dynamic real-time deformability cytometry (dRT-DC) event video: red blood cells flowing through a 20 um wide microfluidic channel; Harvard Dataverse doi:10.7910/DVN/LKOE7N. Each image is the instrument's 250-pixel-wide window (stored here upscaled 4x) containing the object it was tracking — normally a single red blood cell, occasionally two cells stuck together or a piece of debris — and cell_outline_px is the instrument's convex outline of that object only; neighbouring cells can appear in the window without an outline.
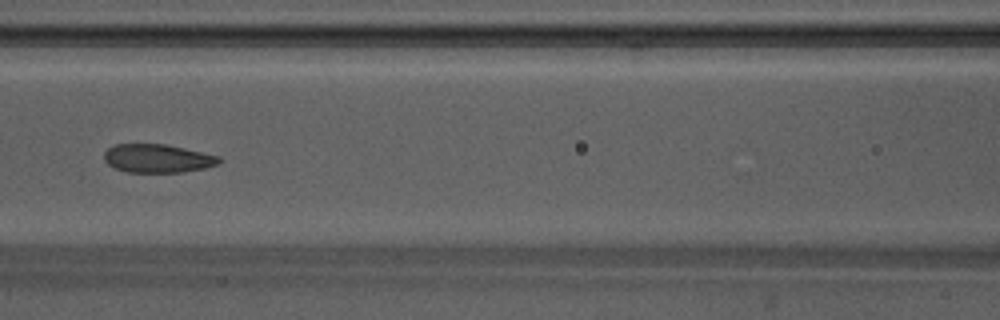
{"species": "Egyptian fruit bat (a non-hibernating species)", "species_latin": "Rousettus aegyptiacus", "temperature_condition": "warm", "stored_images_in_passage": 50, "camera_frame_rate_fps": 3000, "um_per_image_px": 0.085, "animal": {"sex": "male"}, "frame": {"image": 1, "passage_image": 19, "time_ms": 6.0, "image_size_px": [1000, 320], "cell_outline_px": [[220, 164], [204, 168], [180, 172], [128, 172], [116, 168], [108, 164], [104, 160], [104, 152], [108, 148], [116, 144], [164, 144], [184, 148], [220, 156]], "centroid_in_image_um": [13.39, 13.46], "position_along_channel_um": 153.2, "area_um2": 18.96}}
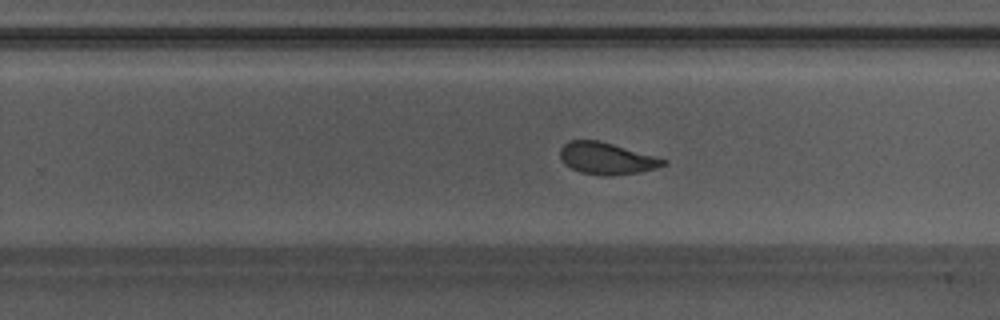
{"frame": {"image": 2, "passage_image": 29, "time_ms": 9.333, "image_size_px": [1000, 320], "cell_outline_px": [[668, 164], [656, 168], [640, 172], [608, 176], [604, 176], [580, 172], [564, 164], [560, 156], [560, 148], [568, 140], [600, 140], [668, 160]], "centroid_in_image_um": [51.56, 13.46], "position_along_channel_um": 278.2, "area_um2": 19.19}}
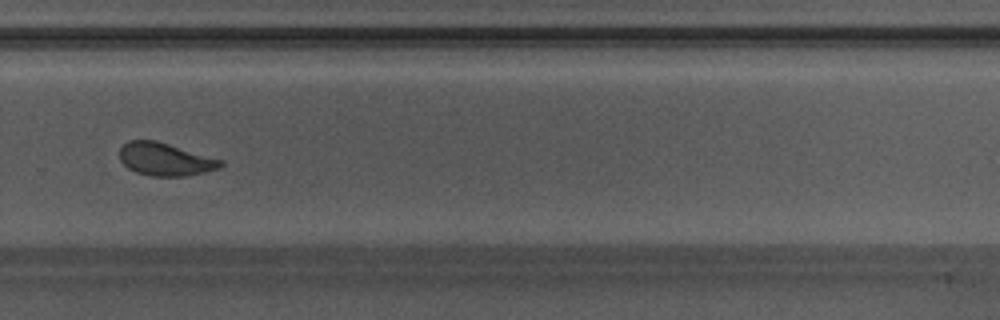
{"frame": {"image": 3, "passage_image": 32, "time_ms": 10.333, "image_size_px": [1000, 320], "cell_outline_px": [[224, 164], [220, 168], [204, 172], [184, 176], [152, 176], [136, 172], [128, 168], [120, 160], [120, 148], [128, 140], [156, 140], [224, 160]], "centroid_in_image_um": [14.06, 13.53], "position_along_channel_um": 315.7, "area_um2": 19.36}, "authors_computed_cell_mechanics": {"area_um2": 19.7676, "velocity_mm_per_s": 3.7594, "shape_relaxation_time_tau1_ms": 5.4951, "shape_relaxation_time_tau2_ms": 1.977, "deformation_change_tau1": 0.147, "deformation_change_tau2": 0.0698}}